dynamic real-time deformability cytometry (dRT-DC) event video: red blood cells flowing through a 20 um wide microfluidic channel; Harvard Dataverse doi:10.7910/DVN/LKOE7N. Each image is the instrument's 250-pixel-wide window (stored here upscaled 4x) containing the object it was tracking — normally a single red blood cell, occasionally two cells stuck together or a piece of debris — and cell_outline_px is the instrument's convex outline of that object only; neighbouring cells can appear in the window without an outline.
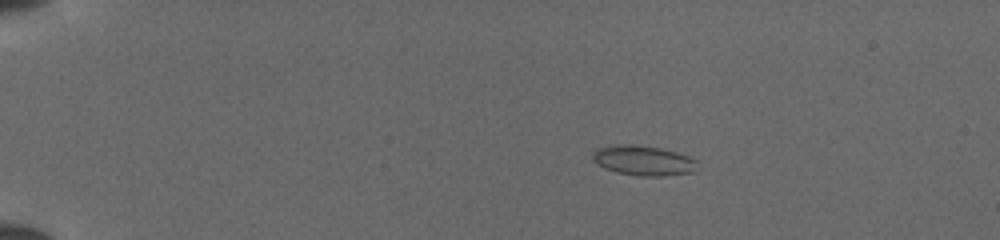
{"species": "common noctule bat (a hibernating species)", "species_latin": "Nyctalus noctula", "temperature_condition": "cold", "stored_images_in_passage": 51, "camera_frame_rate_fps": 3000, "um_per_image_px": 0.085, "animal": {"sex": "female", "body_mass_g": 19.5, "forearm_length_mm": 54.1}, "frame": {"image": 1, "passage_image": 10, "time_ms": 3.0, "image_size_px": [1000, 240], "cell_outline_px": [[696, 172], [664, 176], [640, 176], [620, 172], [604, 168], [592, 156], [592, 152], [600, 148], [624, 144], [628, 144], [660, 148], [676, 152], [688, 156], [696, 160]], "centroid_in_image_um": [54.75, 13.66], "position_along_channel_um": 30.2, "area_um2": 17.86}}
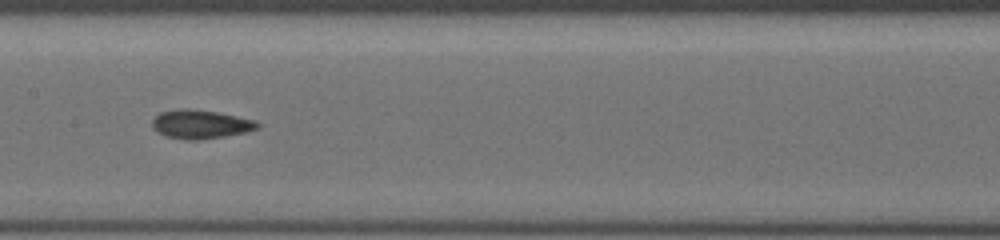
{"frame": {"image": 2, "passage_image": 28, "time_ms": 9.0, "image_size_px": [1000, 240], "cell_outline_px": [[260, 124], [256, 128], [244, 132], [224, 136], [200, 140], [184, 140], [164, 136], [156, 132], [152, 128], [152, 120], [160, 112], [176, 108], [196, 108], [256, 120]], "centroid_in_image_um": [16.97, 10.55], "position_along_channel_um": 190.4, "area_um2": 17.86}}
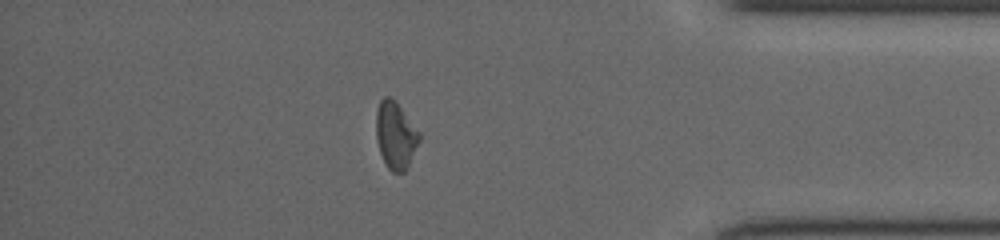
{"frame": {"image": 3, "passage_image": 45, "time_ms": 14.667, "image_size_px": [1000, 240], "cell_outline_px": [[420, 140], [408, 168], [404, 172], [392, 172], [388, 168], [380, 152], [376, 140], [376, 112], [380, 100], [384, 96], [388, 96], [396, 100], [420, 132]], "centroid_in_image_um": [33.63, 11.48], "position_along_channel_um": 401.6, "area_um2": 17.11}}